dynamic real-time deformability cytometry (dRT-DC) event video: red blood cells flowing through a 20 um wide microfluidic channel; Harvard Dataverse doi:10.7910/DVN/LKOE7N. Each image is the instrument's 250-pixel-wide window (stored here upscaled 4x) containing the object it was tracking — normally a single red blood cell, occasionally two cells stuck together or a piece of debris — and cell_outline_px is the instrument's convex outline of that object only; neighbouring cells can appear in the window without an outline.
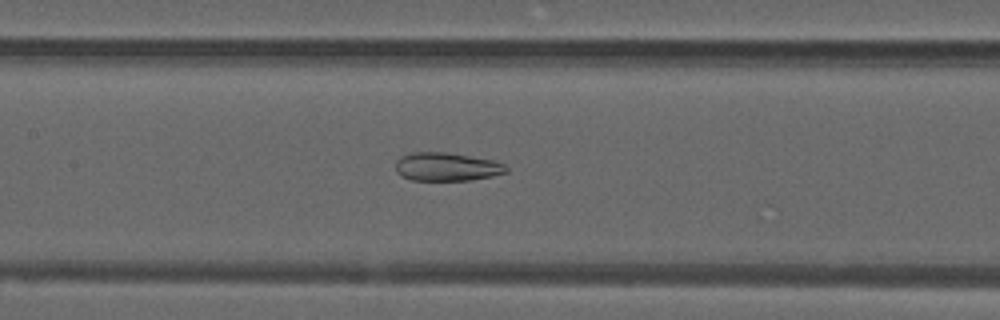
{"species": "common noctule bat (a hibernating species)", "species_latin": "Nyctalus noctula", "temperature_condition": "warm", "stored_images_in_passage": 45, "camera_frame_rate_fps": 3000, "um_per_image_px": 0.085, "animal": {"sex": "male", "forearm_length_mm": 52.5}, "frame": {"image": 1, "passage_image": 18, "time_ms": 5.667, "image_size_px": [1000, 320], "cell_outline_px": [[508, 172], [492, 176], [472, 180], [412, 180], [400, 176], [396, 172], [396, 160], [400, 156], [412, 152], [444, 152], [496, 160], [504, 164], [508, 168]], "centroid_in_image_um": [37.97, 14.17], "position_along_channel_um": 169.4, "area_um2": 18.5}}
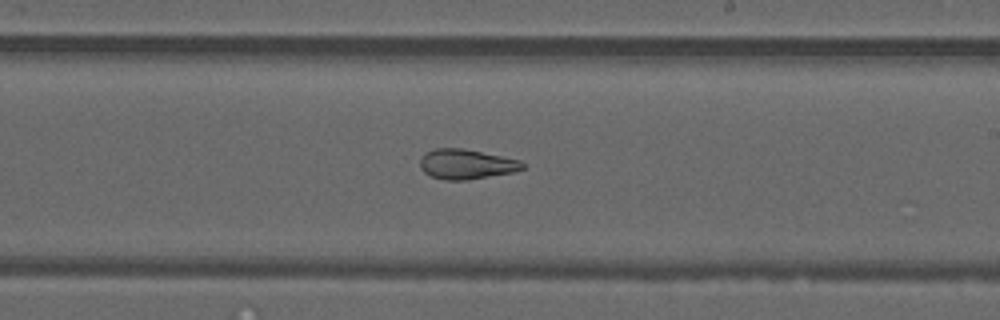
{"frame": {"image": 2, "passage_image": 24, "time_ms": 7.667, "image_size_px": [1000, 320], "cell_outline_px": [[524, 168], [512, 172], [468, 180], [444, 180], [432, 176], [424, 172], [420, 168], [420, 156], [424, 152], [432, 148], [464, 148], [520, 160], [524, 164]], "centroid_in_image_um": [39.58, 13.94], "position_along_channel_um": 249.4, "area_um2": 17.98}}
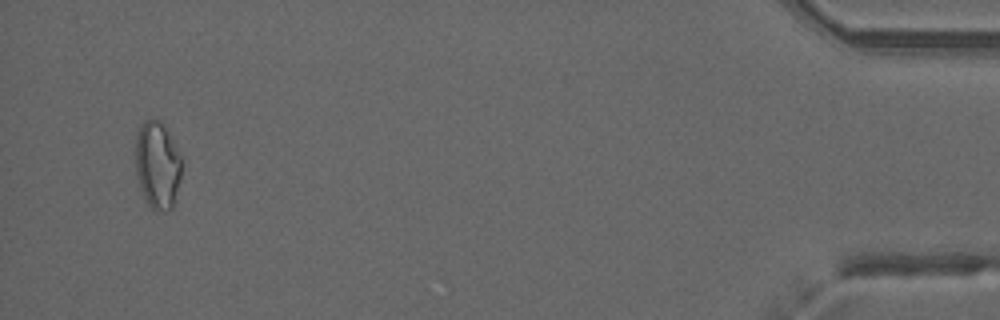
{"frame": {"image": 3, "passage_image": 43, "time_ms": 14.0, "image_size_px": [1000, 320], "cell_outline_px": [[184, 164], [180, 180], [172, 208], [152, 208], [148, 204], [140, 188], [136, 176], [136, 132], [144, 120], [152, 116], [160, 120], [168, 128]], "centroid_in_image_um": [13.4, 13.92], "position_along_channel_um": 421.8, "area_um2": 23.81}, "authors_computed_cell_mechanics": {"area_um2": 21.5594, "velocity_mm_per_s": 4.0169, "shape_relaxation_time_tau1_ms": null, "shape_relaxation_time_tau2_ms": 2.3828, "deformation_change_tau1": null, "deformation_change_tau2": 0.1086}}